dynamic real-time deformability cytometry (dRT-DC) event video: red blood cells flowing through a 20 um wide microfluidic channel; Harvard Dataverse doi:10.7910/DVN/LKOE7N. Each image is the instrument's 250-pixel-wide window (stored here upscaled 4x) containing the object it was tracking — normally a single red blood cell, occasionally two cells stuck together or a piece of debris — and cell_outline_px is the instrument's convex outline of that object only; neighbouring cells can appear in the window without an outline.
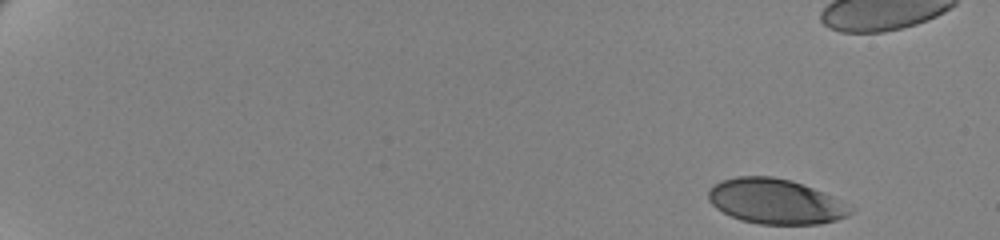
{"species": "human", "species_latin": "Homo sapiens", "temperature_condition": "cold", "stored_images_in_passage": 51, "camera_frame_rate_fps": 3000, "um_per_image_px": 0.085, "donor": {"sex": "female"}, "frame": {"image": 1, "passage_image": 1, "time_ms": 0.0, "image_size_px": [1000, 240], "cell_outline_px": [[856, 208], [848, 216], [836, 220], [816, 224], [760, 224], [740, 220], [716, 208], [708, 200], [708, 188], [712, 184], [720, 180], [736, 176], [772, 176], [792, 180], [832, 196]], "centroid_in_image_um": [65.9, 17.11], "position_along_channel_um": 19.1, "area_um2": 37.51}}
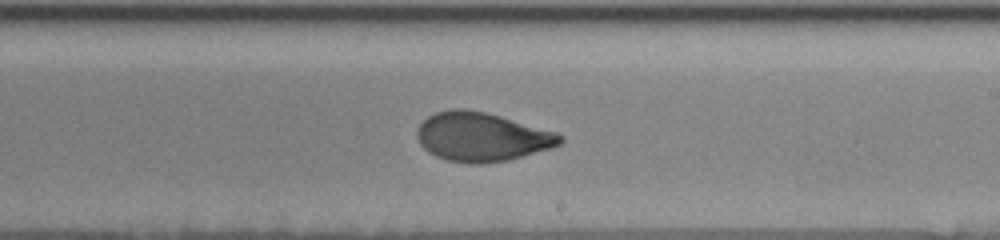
{"frame": {"image": 2, "passage_image": 35, "time_ms": 11.333, "image_size_px": [1000, 240], "cell_outline_px": [[564, 140], [560, 144], [552, 148], [508, 160], [484, 164], [472, 164], [448, 160], [436, 156], [428, 152], [420, 144], [416, 136], [416, 132], [420, 124], [428, 116], [436, 112], [452, 108], [464, 108], [484, 112], [500, 116], [560, 132], [564, 136]], "centroid_in_image_um": [40.98, 11.63], "position_along_channel_um": 248.0, "area_um2": 41.1}}
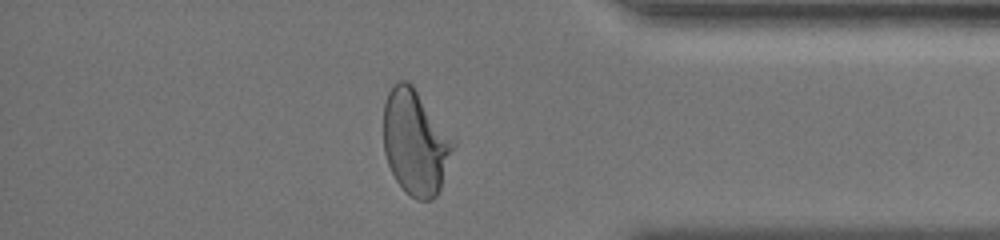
{"frame": {"image": 3, "passage_image": 49, "time_ms": 16.0, "image_size_px": [1000, 240], "cell_outline_px": [[456, 144], [440, 188], [436, 196], [432, 200], [416, 200], [404, 192], [396, 180], [388, 164], [384, 152], [384, 104], [388, 92], [392, 84], [396, 80], [404, 80], [412, 84], [456, 140]], "centroid_in_image_um": [35.32, 12.09], "position_along_channel_um": 399.9, "area_um2": 43.12}}